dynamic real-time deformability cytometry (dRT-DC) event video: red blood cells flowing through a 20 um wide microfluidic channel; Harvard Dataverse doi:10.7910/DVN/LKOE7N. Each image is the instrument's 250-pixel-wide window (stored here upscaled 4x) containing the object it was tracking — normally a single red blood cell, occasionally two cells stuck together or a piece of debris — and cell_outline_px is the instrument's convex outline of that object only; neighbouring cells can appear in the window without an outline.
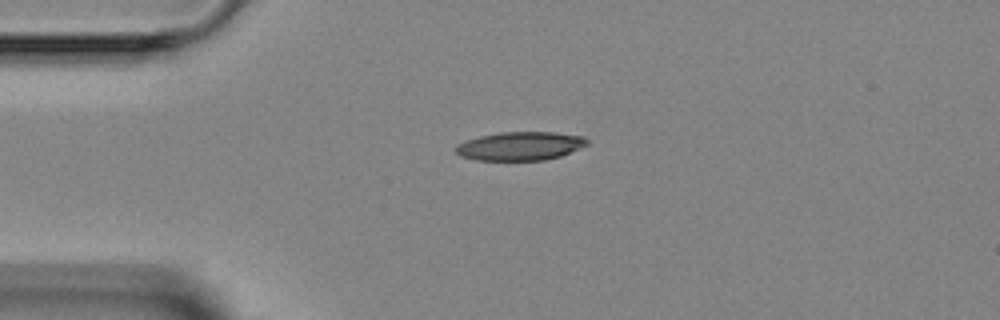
{"species": "Egyptian fruit bat (a non-hibernating species)", "species_latin": "Rousettus aegyptiacus", "temperature_condition": "room temperature", "stored_images_in_passage": 4, "camera_frame_rate_fps": 3000, "um_per_image_px": 0.085, "animal": {"sex": "female"}, "frame": {"image": 1, "passage_image": 1, "time_ms": 0.0, "image_size_px": [1000, 320], "cell_outline_px": [[588, 144], [580, 148], [560, 156], [544, 160], [476, 160], [460, 156], [456, 152], [456, 144], [480, 136], [500, 132], [556, 132], [584, 136], [588, 140]], "centroid_in_image_um": [44.23, 12.41], "position_along_channel_um": 40.8, "area_um2": 21.85}}
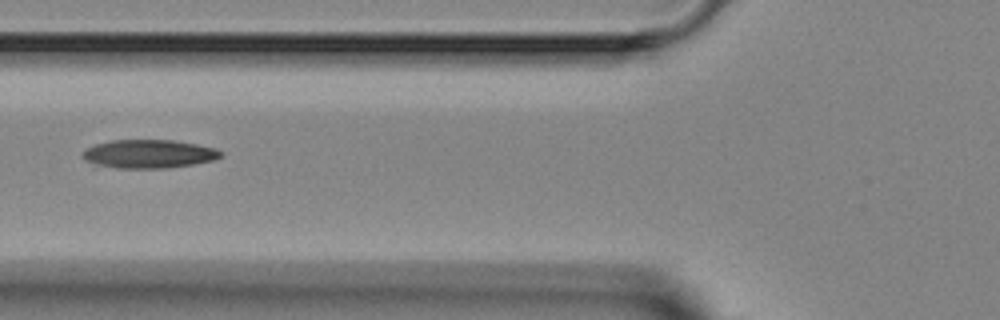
{"frame": {"image": 2, "passage_image": 3, "time_ms": 2.333, "image_size_px": [1000, 320], "cell_outline_px": [[224, 156], [216, 160], [168, 168], [116, 168], [96, 164], [84, 160], [80, 156], [80, 152], [96, 144], [112, 140], [176, 140], [216, 148], [224, 152]], "centroid_in_image_um": [12.68, 13.08], "position_along_channel_um": 113.1, "area_um2": 23.18}}
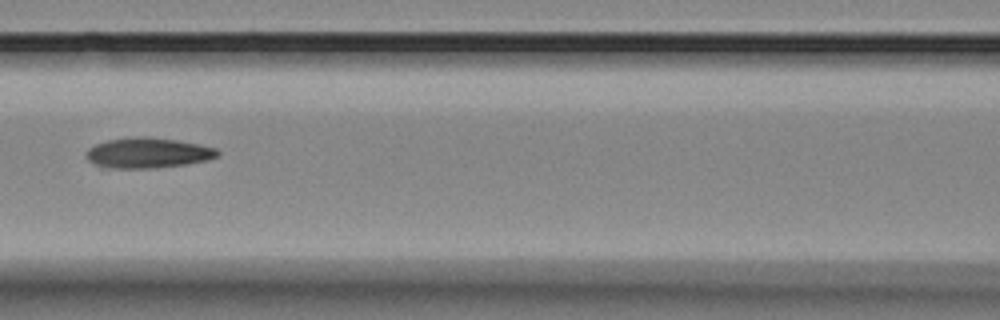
{"frame": {"image": 3, "passage_image": 4, "time_ms": 3.333, "image_size_px": [1000, 320], "cell_outline_px": [[220, 156], [208, 160], [188, 164], [156, 168], [100, 168], [88, 160], [84, 156], [88, 148], [96, 144], [108, 140], [140, 136], [148, 136], [176, 140], [200, 144], [216, 148], [220, 152]], "centroid_in_image_um": [12.57, 13.01], "position_along_channel_um": 154.0, "area_um2": 23.58}}